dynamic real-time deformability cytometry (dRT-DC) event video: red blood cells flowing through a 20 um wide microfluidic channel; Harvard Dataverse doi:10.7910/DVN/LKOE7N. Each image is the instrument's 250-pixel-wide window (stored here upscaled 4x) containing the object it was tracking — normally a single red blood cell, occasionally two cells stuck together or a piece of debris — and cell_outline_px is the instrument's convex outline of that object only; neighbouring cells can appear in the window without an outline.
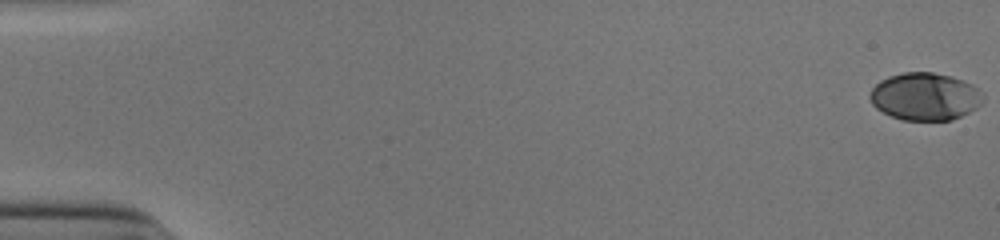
{"species": "human", "species_latin": "Homo sapiens", "temperature_condition": "cold", "stored_images_in_passage": 54, "camera_frame_rate_fps": 3000, "um_per_image_px": 0.085, "donor": {"sex": "male"}, "frame": {"image": 1, "passage_image": 1, "time_ms": 0.0, "image_size_px": [1000, 240], "cell_outline_px": [[984, 100], [976, 108], [952, 120], [900, 120], [876, 108], [872, 104], [868, 96], [872, 88], [880, 80], [888, 76], [904, 72], [932, 72], [952, 76], [964, 80], [972, 84], [984, 96]], "centroid_in_image_um": [78.61, 8.19], "position_along_channel_um": 6.4, "area_um2": 31.44}}
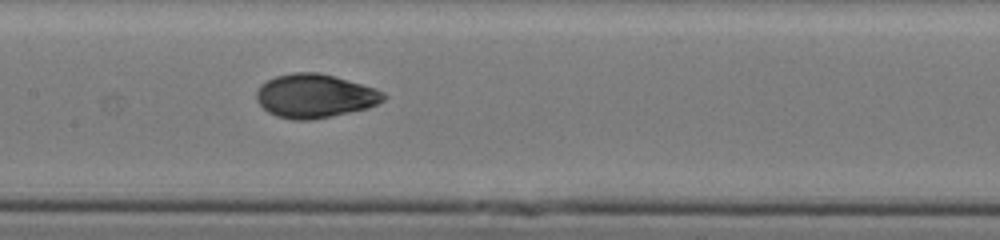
{"frame": {"image": 2, "passage_image": 28, "time_ms": 9.0, "image_size_px": [1000, 240], "cell_outline_px": [[388, 96], [384, 100], [368, 108], [332, 116], [308, 120], [292, 120], [276, 116], [268, 112], [256, 100], [256, 92], [260, 84], [276, 76], [292, 72], [320, 72], [376, 88], [384, 92]], "centroid_in_image_um": [26.76, 8.15], "position_along_channel_um": 180.6, "area_um2": 32.54}}
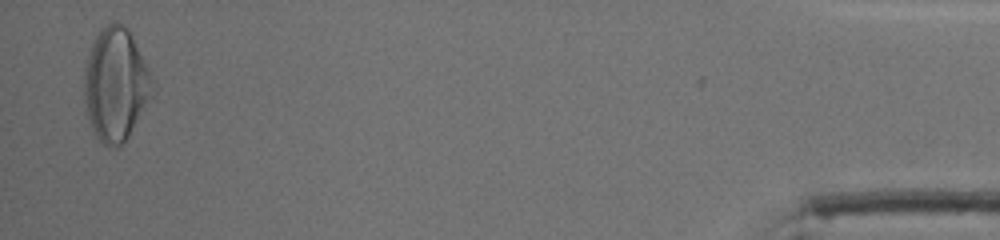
{"frame": {"image": 3, "passage_image": 53, "time_ms": 17.333, "image_size_px": [1000, 240], "cell_outline_px": [[156, 80], [128, 136], [120, 144], [108, 148], [96, 136], [92, 128], [88, 116], [84, 100], [84, 68], [92, 40], [112, 20], [116, 20], [128, 28]], "centroid_in_image_um": [9.81, 7.1], "position_along_channel_um": 425.4, "area_um2": 44.33}, "authors_computed_cell_mechanics": {"area_um2": 31.7611, "velocity_mm_per_s": 3.9055, "shape_relaxation_time_tau1_ms": 4.6654, "shape_relaxation_time_tau2_ms": 0.9324, "deformation_change_tau1": 0.1903, "deformation_change_tau2": 0.0351}}